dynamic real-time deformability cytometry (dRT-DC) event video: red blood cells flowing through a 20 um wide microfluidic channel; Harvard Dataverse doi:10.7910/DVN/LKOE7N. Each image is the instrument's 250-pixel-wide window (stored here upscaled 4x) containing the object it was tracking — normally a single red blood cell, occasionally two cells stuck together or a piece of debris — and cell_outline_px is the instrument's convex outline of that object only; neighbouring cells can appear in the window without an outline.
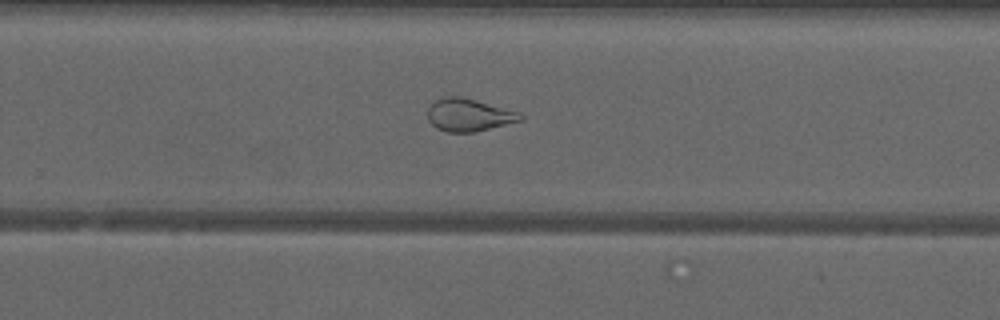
{"species": "common noctule bat (a hibernating species)", "species_latin": "Nyctalus noctula", "temperature_condition": "warm", "stored_images_in_passage": 51, "camera_frame_rate_fps": 3000, "um_per_image_px": 0.085, "animal": {"sex": "male", "forearm_length_mm": 52.5}, "frame": {"image": 1, "passage_image": 34, "time_ms": 11.0, "image_size_px": [1000, 320], "cell_outline_px": [[524, 120], [476, 132], [448, 132], [436, 128], [428, 120], [428, 108], [436, 100], [444, 96], [460, 96], [476, 100], [520, 112], [524, 116]], "centroid_in_image_um": [39.88, 9.78], "position_along_channel_um": 289.9, "area_um2": 17.74}}
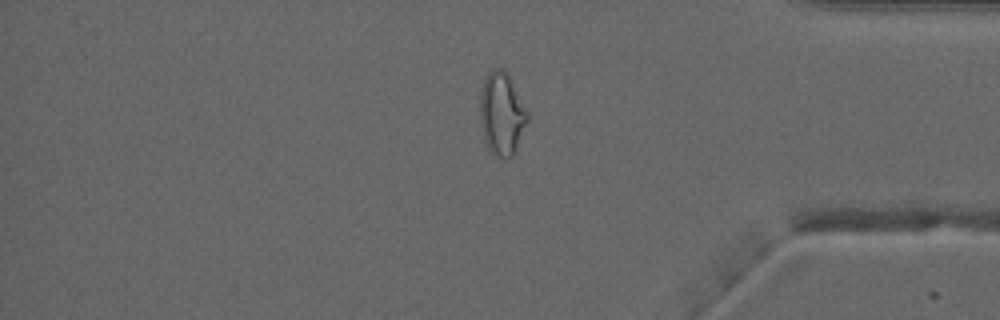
{"frame": {"image": 2, "passage_image": 43, "time_ms": 14.0, "image_size_px": [1000, 320], "cell_outline_px": [[528, 120], [512, 156], [504, 160], [496, 156], [488, 148], [484, 140], [480, 120], [480, 92], [484, 76], [492, 68], [504, 68], [508, 72], [528, 112]], "centroid_in_image_um": [42.63, 9.62], "position_along_channel_um": 392.6, "area_um2": 23.12}}
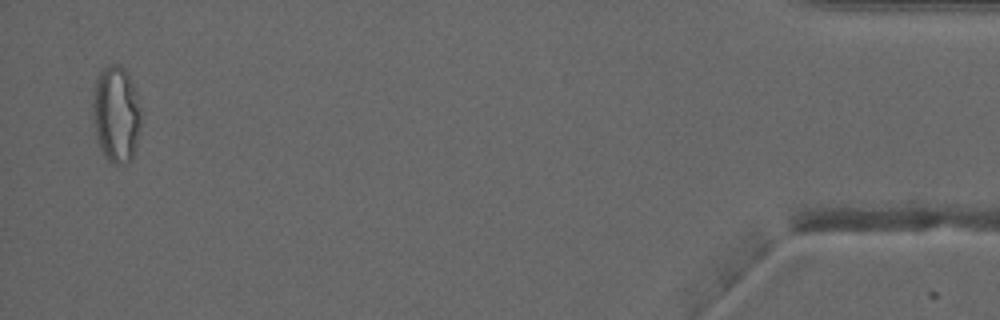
{"frame": {"image": 3, "passage_image": 50, "time_ms": 16.333, "image_size_px": [1000, 320], "cell_outline_px": [[140, 128], [136, 148], [132, 160], [120, 164], [112, 164], [104, 156], [96, 140], [92, 112], [92, 100], [96, 80], [100, 72], [104, 68], [112, 64], [120, 64], [128, 72], [140, 108]], "centroid_in_image_um": [9.86, 9.74], "position_along_channel_um": 425.3, "area_um2": 27.34}, "authors_computed_cell_mechanics": {"area_um2": 24.6806, "velocity_mm_per_s": 4.0685, "shape_relaxation_time_tau1_ms": null, "shape_relaxation_time_tau2_ms": 1.6386, "deformation_change_tau1": null, "deformation_change_tau2": 0.0889}}